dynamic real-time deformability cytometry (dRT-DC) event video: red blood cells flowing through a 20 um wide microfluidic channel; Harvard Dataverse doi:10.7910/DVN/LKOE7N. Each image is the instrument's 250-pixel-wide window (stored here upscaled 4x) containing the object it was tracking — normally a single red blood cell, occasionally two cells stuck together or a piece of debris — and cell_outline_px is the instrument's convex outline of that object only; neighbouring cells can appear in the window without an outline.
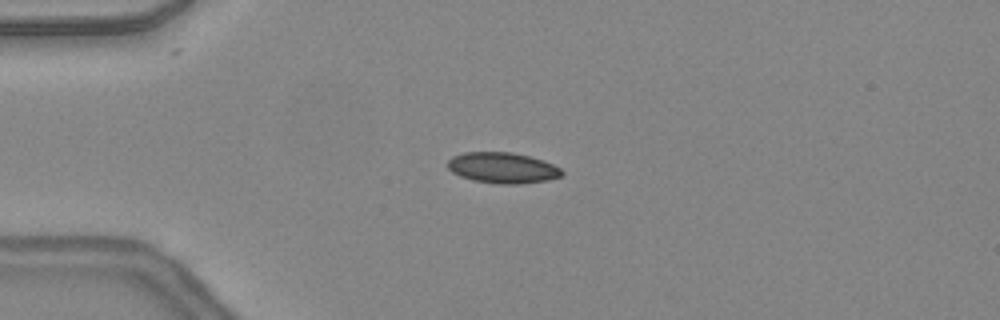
{"species": "common noctule bat (a hibernating species)", "species_latin": "Nyctalus noctula", "temperature_condition": "warm", "stored_images_in_passage": 19, "camera_frame_rate_fps": 3000, "um_per_image_px": 0.085, "animal": {"sex": "female", "body_mass_g": 24.6, "forearm_length_mm": 56.2}, "frame": {"image": 1, "passage_image": 13, "time_ms": 4.0, "image_size_px": [1000, 320], "cell_outline_px": [[564, 172], [560, 176], [548, 180], [516, 184], [500, 184], [472, 180], [460, 176], [452, 172], [448, 168], [448, 160], [452, 156], [464, 152], [512, 152], [544, 160], [560, 168]], "centroid_in_image_um": [42.7, 14.26], "position_along_channel_um": 42.3, "area_um2": 20.46}}